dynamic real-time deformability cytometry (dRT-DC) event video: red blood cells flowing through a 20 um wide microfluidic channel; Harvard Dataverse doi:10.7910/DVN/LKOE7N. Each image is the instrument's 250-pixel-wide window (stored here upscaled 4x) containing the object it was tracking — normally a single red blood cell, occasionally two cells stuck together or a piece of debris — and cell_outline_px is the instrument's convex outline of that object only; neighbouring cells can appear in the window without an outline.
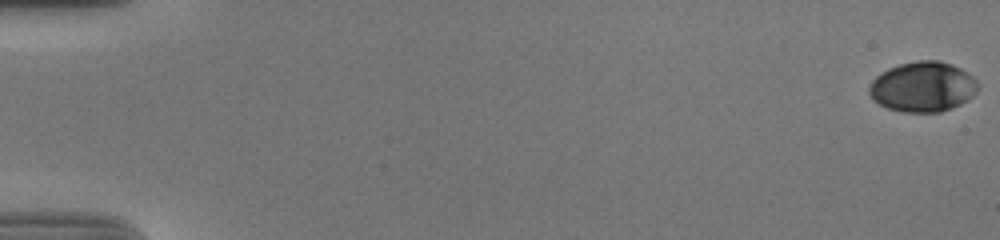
{"species": "human", "species_latin": "Homo sapiens", "temperature_condition": "cold", "stored_images_in_passage": 57, "camera_frame_rate_fps": 3000, "um_per_image_px": 0.085, "donor": {"sex": "male"}, "frame": {"image": 1, "passage_image": 1, "time_ms": 0.0, "image_size_px": [1000, 240], "cell_outline_px": [[976, 92], [968, 100], [952, 108], [940, 112], [904, 112], [888, 108], [872, 100], [868, 92], [868, 88], [872, 80], [880, 72], [888, 68], [900, 64], [916, 60], [940, 60], [952, 64], [968, 72], [976, 80]], "centroid_in_image_um": [78.41, 7.37], "position_along_channel_um": 6.6, "area_um2": 31.96}}
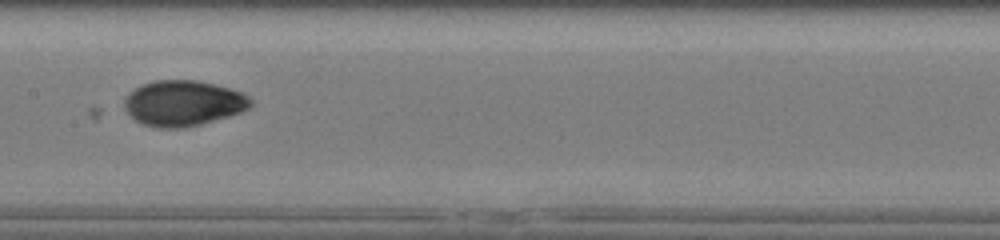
{"frame": {"image": 2, "passage_image": 31, "time_ms": 10.0, "image_size_px": [1000, 240], "cell_outline_px": [[252, 104], [248, 108], [240, 112], [228, 116], [200, 124], [184, 128], [160, 128], [144, 124], [136, 120], [124, 108], [124, 96], [128, 92], [140, 84], [152, 80], [196, 80], [228, 88], [240, 92], [248, 96], [252, 100]], "centroid_in_image_um": [15.53, 8.76], "position_along_channel_um": 191.9, "area_um2": 33.47}}
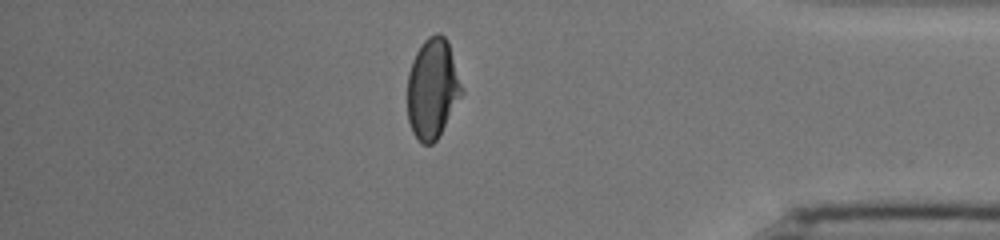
{"frame": {"image": 3, "passage_image": 50, "time_ms": 16.333, "image_size_px": [1000, 240], "cell_outline_px": [[464, 92], [436, 140], [432, 144], [424, 144], [412, 132], [408, 120], [408, 72], [412, 60], [416, 52], [424, 40], [428, 36], [436, 32], [440, 32], [448, 40]], "centroid_in_image_um": [36.76, 7.49], "position_along_channel_um": 398.4, "area_um2": 31.62}, "authors_computed_cell_mechanics": {"area_um2": 31.9634, "velocity_mm_per_s": 3.6923, "shape_relaxation_time_tau1_ms": 4.0221, "shape_relaxation_time_tau2_ms": 1.2463, "deformation_change_tau1": 0.1652, "deformation_change_tau2": 0.0354}}